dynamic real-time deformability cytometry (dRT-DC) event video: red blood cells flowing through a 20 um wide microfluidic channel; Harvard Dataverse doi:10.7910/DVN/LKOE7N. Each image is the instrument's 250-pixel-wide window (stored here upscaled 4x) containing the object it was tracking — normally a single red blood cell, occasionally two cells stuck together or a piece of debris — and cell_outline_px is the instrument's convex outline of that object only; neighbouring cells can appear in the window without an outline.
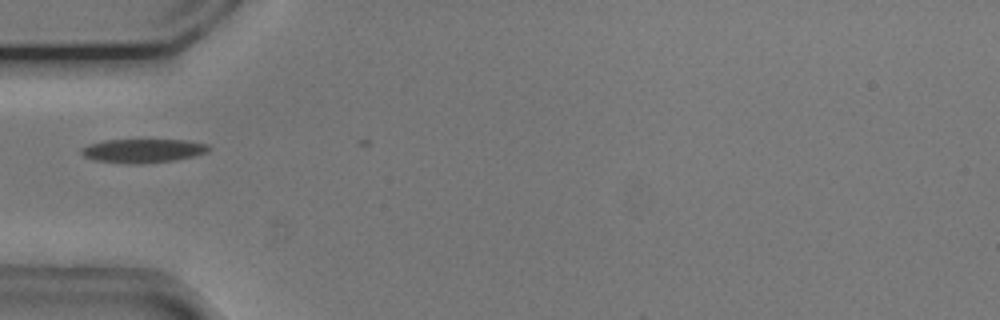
{"species": "common noctule bat (a hibernating species)", "species_latin": "Nyctalus noctula", "temperature_condition": "cold", "stored_images_in_passage": 3, "camera_frame_rate_fps": 3000, "um_per_image_px": 0.085, "animal": {"sex": "male", "body_mass_g": 20.5, "forearm_length_mm": 52.5}, "frame": {"image": 1, "passage_image": 2, "time_ms": 0.333, "image_size_px": [1000, 320], "cell_outline_px": [[212, 148], [208, 152], [196, 156], [172, 160], [140, 164], [128, 164], [96, 160], [84, 156], [80, 152], [80, 148], [104, 140], [188, 140], [208, 144]], "centroid_in_image_um": [12.2, 12.81], "position_along_channel_um": 72.8, "area_um2": 17.69}}